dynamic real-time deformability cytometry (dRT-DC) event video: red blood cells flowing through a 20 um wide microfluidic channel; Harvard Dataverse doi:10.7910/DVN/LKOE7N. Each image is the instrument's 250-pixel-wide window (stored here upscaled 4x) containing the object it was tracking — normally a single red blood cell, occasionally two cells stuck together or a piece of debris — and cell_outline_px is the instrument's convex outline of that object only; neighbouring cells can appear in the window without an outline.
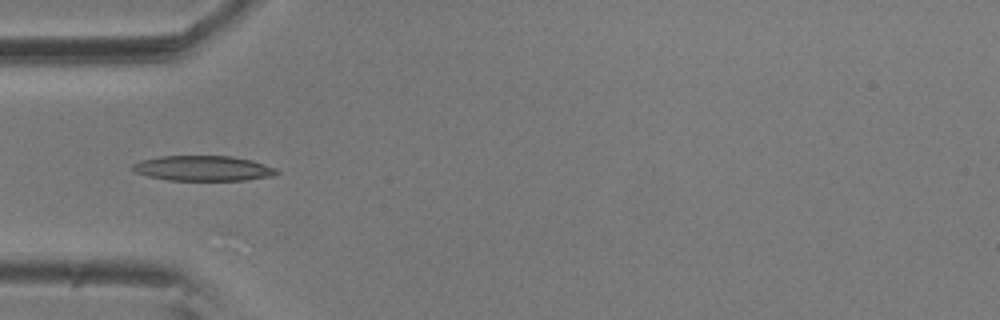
{"species": "common noctule bat (a hibernating species)", "species_latin": "Nyctalus noctula", "temperature_condition": "room temperature", "stored_images_in_passage": 8, "camera_frame_rate_fps": 3000, "um_per_image_px": 0.085, "animal": {"sex": "male", "body_mass_g": 20.5, "forearm_length_mm": 52.5}, "frame": {"image": 1, "passage_image": 4, "time_ms": 1.0, "image_size_px": [1000, 320], "cell_outline_px": [[280, 172], [272, 176], [244, 180], [168, 180], [148, 176], [132, 172], [132, 164], [140, 160], [160, 156], [232, 156], [252, 160], [276, 168]], "centroid_in_image_um": [17.24, 14.3], "position_along_channel_um": 67.8, "area_um2": 21.21}}
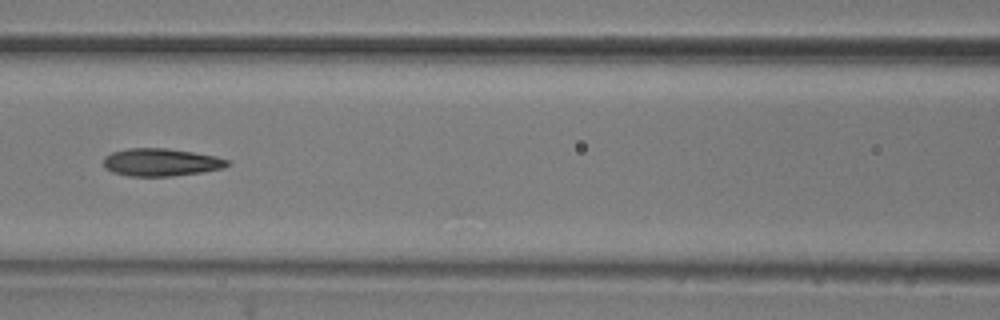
{"frame": {"image": 2, "passage_image": 6, "time_ms": 1.667, "image_size_px": [1000, 320], "cell_outline_px": [[232, 164], [224, 168], [200, 172], [172, 176], [128, 176], [112, 172], [104, 168], [104, 156], [112, 152], [128, 148], [164, 148], [192, 152], [216, 156], [228, 160]], "centroid_in_image_um": [13.67, 13.79], "position_along_channel_um": 152.9, "area_um2": 20.0}}
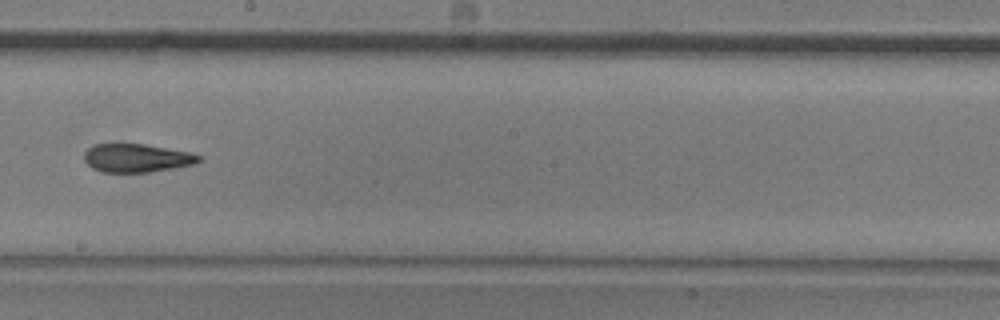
{"frame": {"image": 3, "passage_image": 8, "time_ms": 2.333, "image_size_px": [1000, 320], "cell_outline_px": [[200, 160], [196, 164], [148, 172], [100, 172], [92, 168], [84, 160], [84, 152], [92, 144], [144, 144], [188, 152], [200, 156]], "centroid_in_image_um": [11.57, 13.43], "position_along_channel_um": 236.6, "area_um2": 18.84}}